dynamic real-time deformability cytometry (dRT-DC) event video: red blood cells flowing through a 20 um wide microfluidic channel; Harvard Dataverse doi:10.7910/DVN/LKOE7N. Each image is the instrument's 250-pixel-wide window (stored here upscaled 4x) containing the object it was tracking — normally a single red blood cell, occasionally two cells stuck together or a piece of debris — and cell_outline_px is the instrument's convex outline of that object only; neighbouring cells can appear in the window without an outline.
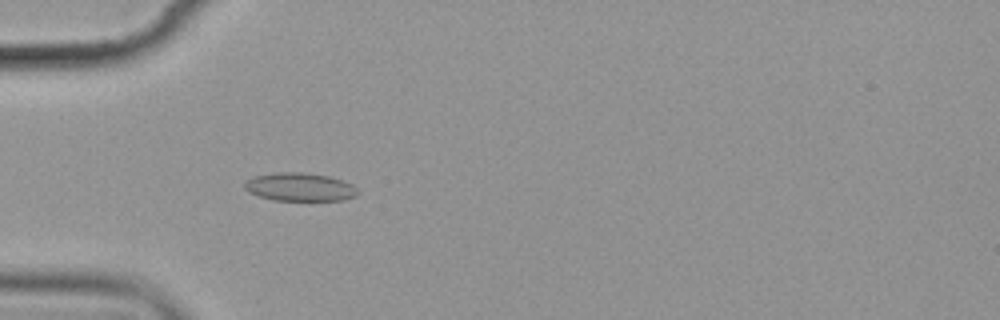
{"species": "common noctule bat (a hibernating species)", "species_latin": "Nyctalus noctula", "temperature_condition": "cold", "stored_images_in_passage": 4, "camera_frame_rate_fps": 3000, "um_per_image_px": 0.085, "animal": {"sex": "female", "body_mass_g": 19.9}, "frame": {"image": 1, "passage_image": 4, "time_ms": 3.333, "image_size_px": [1000, 320], "cell_outline_px": [[360, 192], [356, 196], [344, 200], [272, 200], [248, 192], [244, 188], [244, 184], [248, 180], [256, 176], [276, 172], [300, 172], [328, 176], [352, 184]], "centroid_in_image_um": [25.5, 15.9], "position_along_channel_um": 59.5, "area_um2": 18.5}}